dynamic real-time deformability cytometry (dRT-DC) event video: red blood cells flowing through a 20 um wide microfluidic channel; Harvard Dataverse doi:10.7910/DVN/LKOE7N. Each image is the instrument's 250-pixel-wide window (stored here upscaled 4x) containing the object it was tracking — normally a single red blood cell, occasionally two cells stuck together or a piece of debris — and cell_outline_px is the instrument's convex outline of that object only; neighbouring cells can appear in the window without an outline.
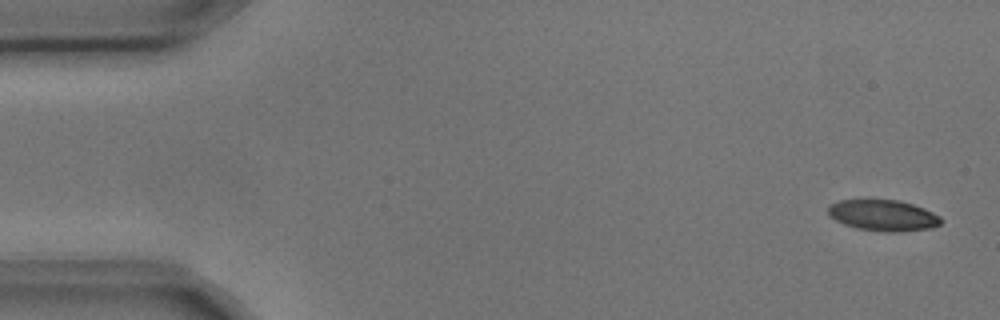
{"species": "common noctule bat (a hibernating species)", "species_latin": "Nyctalus noctula", "temperature_condition": "cold", "stored_images_in_passage": 8, "camera_frame_rate_fps": 3000, "um_per_image_px": 0.085, "animal": {"sex": "male", "body_mass_g": 17.9, "forearm_length_mm": 54.2}, "frame": {"image": 1, "passage_image": 1, "time_ms": 0.0, "image_size_px": [1000, 320], "cell_outline_px": [[944, 220], [940, 224], [932, 228], [900, 232], [884, 232], [856, 228], [844, 224], [828, 216], [828, 204], [840, 200], [900, 200], [924, 208], [940, 216]], "centroid_in_image_um": [75.07, 18.31], "position_along_channel_um": 9.9, "area_um2": 20.63}}
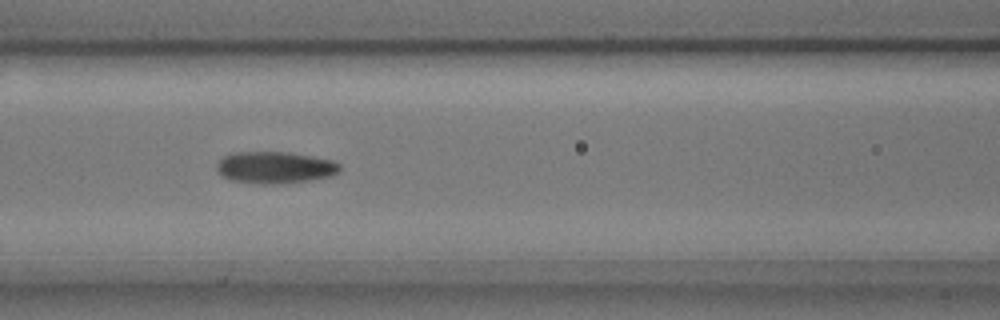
{"frame": {"image": 2, "passage_image": 7, "time_ms": 2.0, "image_size_px": [1000, 320], "cell_outline_px": [[340, 172], [332, 176], [312, 180], [276, 184], [260, 184], [232, 180], [220, 176], [216, 168], [216, 164], [224, 156], [232, 152], [288, 152], [312, 156], [332, 160], [340, 164]], "centroid_in_image_um": [23.37, 14.24], "position_along_channel_um": 143.2, "area_um2": 23.06}}
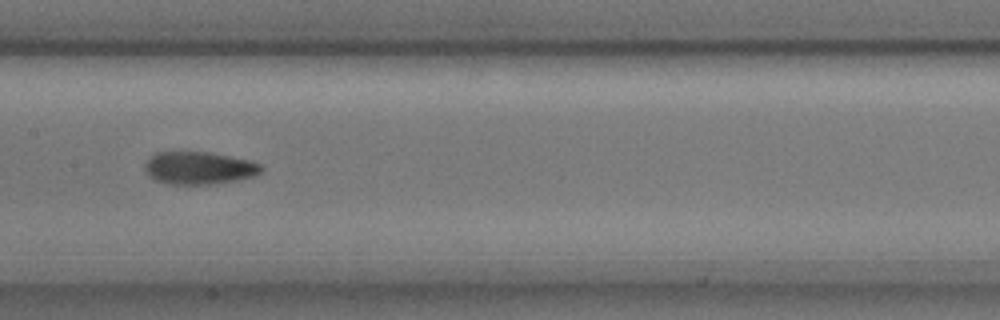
{"frame": {"image": 3, "passage_image": 8, "time_ms": 2.333, "image_size_px": [1000, 320], "cell_outline_px": [[264, 168], [256, 176], [236, 180], [212, 184], [168, 184], [152, 180], [144, 172], [144, 164], [156, 152], [208, 152], [252, 160], [260, 164]], "centroid_in_image_um": [16.9, 14.28], "position_along_channel_um": 190.5, "area_um2": 22.37}}